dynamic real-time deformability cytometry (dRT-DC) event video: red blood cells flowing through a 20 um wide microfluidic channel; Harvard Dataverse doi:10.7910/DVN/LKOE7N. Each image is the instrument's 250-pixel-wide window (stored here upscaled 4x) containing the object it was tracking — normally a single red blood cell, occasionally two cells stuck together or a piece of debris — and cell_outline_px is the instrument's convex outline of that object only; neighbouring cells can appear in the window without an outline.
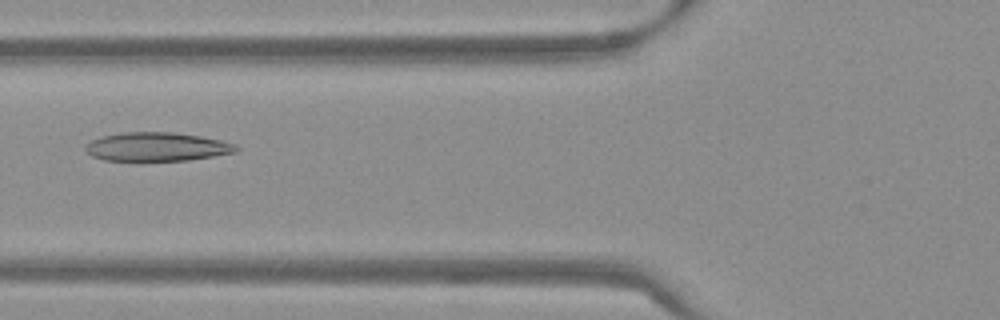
{"species": "Egyptian fruit bat (a non-hibernating species)", "species_latin": "Rousettus aegyptiacus", "temperature_condition": "warm", "stored_images_in_passage": 53, "camera_frame_rate_fps": 3000, "um_per_image_px": 0.085, "frame": {"image": 1, "passage_image": 21, "time_ms": 6.667, "image_size_px": [1000, 320], "cell_outline_px": [[240, 148], [236, 152], [188, 160], [140, 164], [104, 160], [92, 156], [84, 148], [92, 140], [100, 136], [120, 132], [172, 132], [200, 136], [220, 140], [236, 144]], "centroid_in_image_um": [13.29, 12.52], "position_along_channel_um": 112.5, "area_um2": 26.3}}
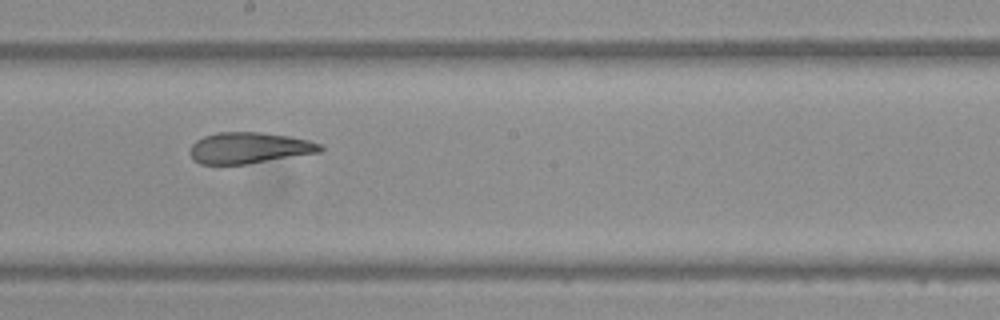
{"frame": {"image": 2, "passage_image": 30, "time_ms": 9.667, "image_size_px": [1000, 320], "cell_outline_px": [[324, 148], [320, 152], [248, 164], [200, 164], [192, 160], [188, 152], [192, 144], [196, 140], [204, 136], [216, 132], [264, 132], [288, 136], [308, 140], [320, 144]], "centroid_in_image_um": [21.13, 12.57], "position_along_channel_um": 227.1, "area_um2": 23.81}}
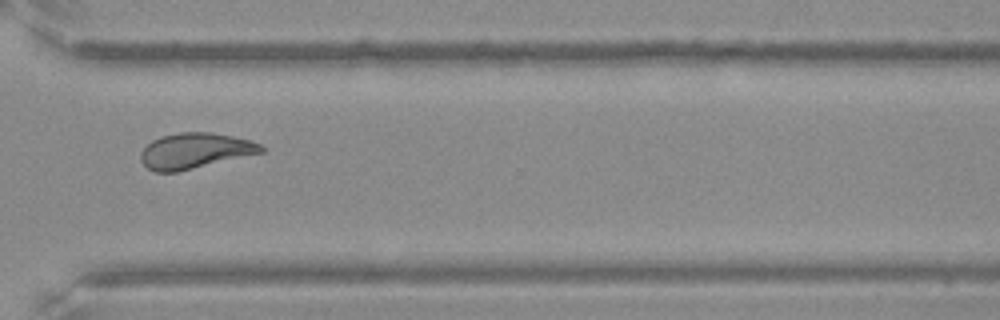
{"frame": {"image": 3, "passage_image": 40, "time_ms": 13.0, "image_size_px": [1000, 320], "cell_outline_px": [[264, 152], [176, 172], [156, 172], [148, 168], [140, 160], [140, 152], [152, 140], [160, 136], [180, 132], [208, 132], [232, 136], [252, 140], [260, 144], [264, 148]], "centroid_in_image_um": [16.56, 12.81], "position_along_channel_um": 354.0, "area_um2": 24.85}, "authors_computed_cell_mechanics": {"area_um2": 25.8944, "velocity_mm_per_s": 3.8041, "shape_relaxation_time_tau1_ms": null, "shape_relaxation_time_tau2_ms": 1.9308, "deformation_change_tau1": null, "deformation_change_tau2": 0.0956}}